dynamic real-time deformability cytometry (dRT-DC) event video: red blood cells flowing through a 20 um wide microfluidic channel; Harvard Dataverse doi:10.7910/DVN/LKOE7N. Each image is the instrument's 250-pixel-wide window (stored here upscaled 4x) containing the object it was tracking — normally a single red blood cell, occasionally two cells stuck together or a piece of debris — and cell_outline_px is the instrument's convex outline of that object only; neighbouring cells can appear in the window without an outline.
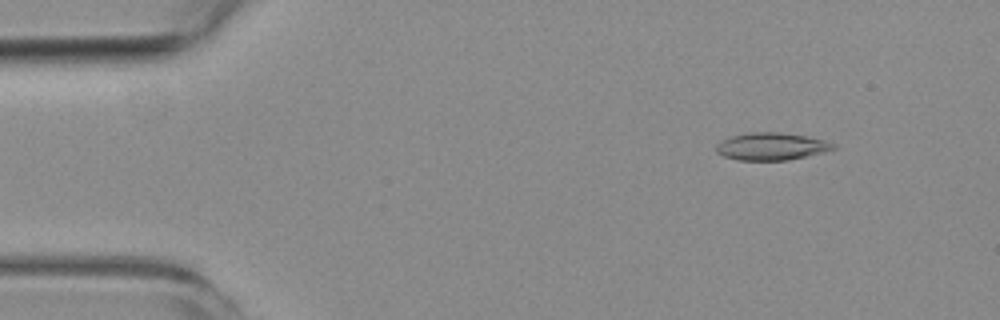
{"species": "common noctule bat (a hibernating species)", "species_latin": "Nyctalus noctula", "temperature_condition": "room temperature", "stored_images_in_passage": 4, "camera_frame_rate_fps": 3000, "um_per_image_px": 0.085, "animal": {"sex": "female", "body_mass_g": 19.3, "forearm_length_mm": 54.1}, "frame": {"image": 1, "passage_image": 2, "time_ms": 1.0, "image_size_px": [1000, 320], "cell_outline_px": [[836, 148], [824, 152], [808, 156], [788, 160], [736, 160], [724, 156], [716, 152], [716, 144], [720, 140], [732, 136], [748, 132], [780, 132], [804, 136], [824, 140], [836, 144]], "centroid_in_image_um": [65.55, 12.45], "position_along_channel_um": 19.5, "area_um2": 18.79}}